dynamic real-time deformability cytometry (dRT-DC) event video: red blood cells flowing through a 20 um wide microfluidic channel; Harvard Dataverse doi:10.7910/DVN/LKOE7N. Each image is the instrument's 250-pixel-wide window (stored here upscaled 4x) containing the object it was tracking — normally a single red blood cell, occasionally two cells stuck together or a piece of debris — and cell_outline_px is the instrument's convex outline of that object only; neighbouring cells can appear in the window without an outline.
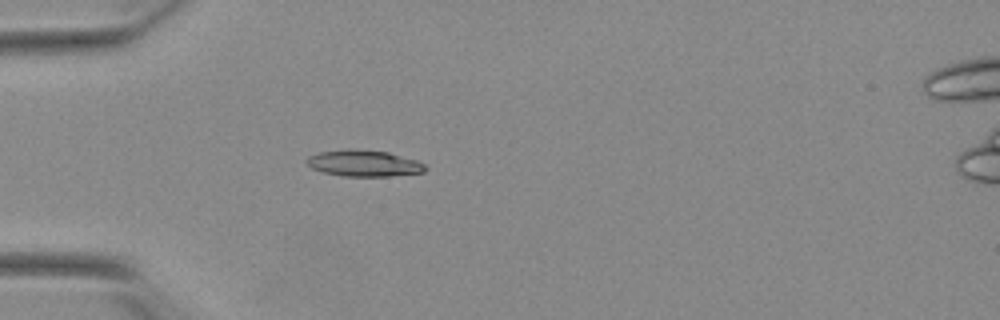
{"species": "Egyptian fruit bat (a non-hibernating species)", "species_latin": "Rousettus aegyptiacus", "temperature_condition": "warm", "stored_images_in_passage": 42, "camera_frame_rate_fps": 3000, "um_per_image_px": 0.085, "animal": {"sex": "female"}, "frame": {"image": 1, "passage_image": 5, "time_ms": 1.333, "image_size_px": [1000, 320], "cell_outline_px": [[428, 168], [424, 172], [388, 176], [344, 176], [324, 172], [312, 168], [304, 160], [308, 156], [320, 152], [388, 152], [416, 160], [424, 164]], "centroid_in_image_um": [30.98, 13.93], "position_along_channel_um": 54.0, "area_um2": 17.17}}
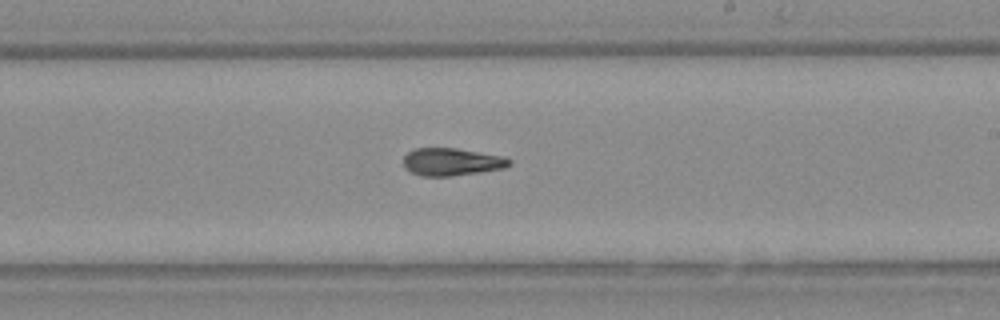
{"frame": {"image": 2, "passage_image": 21, "time_ms": 6.667, "image_size_px": [1000, 320], "cell_outline_px": [[512, 164], [504, 168], [480, 172], [452, 176], [420, 176], [404, 168], [404, 156], [408, 152], [416, 148], [456, 148], [504, 156], [512, 160]], "centroid_in_image_um": [38.41, 13.76], "position_along_channel_um": 250.6, "area_um2": 17.11}}
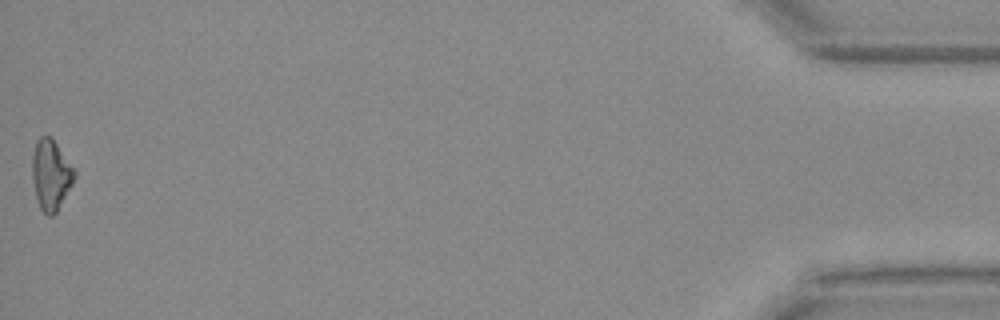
{"frame": {"image": 3, "passage_image": 42, "time_ms": 13.667, "image_size_px": [1000, 320], "cell_outline_px": [[76, 176], [72, 184], [56, 212], [52, 216], [48, 216], [40, 208], [36, 196], [32, 176], [32, 156], [36, 140], [40, 136], [52, 136], [76, 172]], "centroid_in_image_um": [4.32, 14.82], "position_along_channel_um": 430.9, "area_um2": 17.22}, "authors_computed_cell_mechanics": {"area_um2": 17.2244, "velocity_mm_per_s": 3.9011, "shape_relaxation_time_tau1_ms": 11.2844, "shape_relaxation_time_tau2_ms": 4.0967, "deformation_change_tau1": 0.2574, "deformation_change_tau2": 0.1155}}